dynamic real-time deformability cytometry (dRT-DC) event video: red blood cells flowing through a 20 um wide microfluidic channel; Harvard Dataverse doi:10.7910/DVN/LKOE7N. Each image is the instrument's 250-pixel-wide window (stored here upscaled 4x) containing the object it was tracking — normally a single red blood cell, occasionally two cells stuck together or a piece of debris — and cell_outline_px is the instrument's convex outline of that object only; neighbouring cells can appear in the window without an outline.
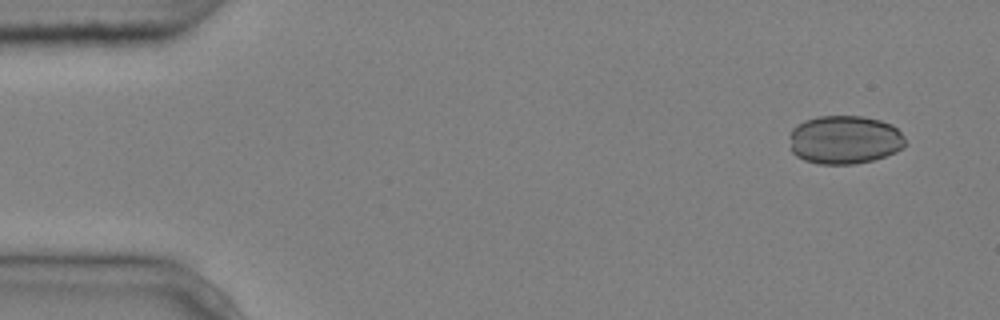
{"species": "common noctule bat (a hibernating species)", "species_latin": "Nyctalus noctula", "temperature_condition": "cold", "stored_images_in_passage": 4, "camera_frame_rate_fps": 3000, "um_per_image_px": 0.085, "animal": {"sex": "male", "body_mass_g": 20.4}, "frame": {"image": 1, "passage_image": 1, "time_ms": 0.0, "image_size_px": [1000, 320], "cell_outline_px": [[904, 144], [896, 152], [872, 160], [856, 164], [816, 164], [804, 160], [796, 156], [792, 152], [788, 136], [792, 128], [796, 124], [804, 120], [820, 116], [864, 116], [880, 120], [892, 124], [904, 136]], "centroid_in_image_um": [71.74, 11.87], "position_along_channel_um": 13.3, "area_um2": 33.0}}